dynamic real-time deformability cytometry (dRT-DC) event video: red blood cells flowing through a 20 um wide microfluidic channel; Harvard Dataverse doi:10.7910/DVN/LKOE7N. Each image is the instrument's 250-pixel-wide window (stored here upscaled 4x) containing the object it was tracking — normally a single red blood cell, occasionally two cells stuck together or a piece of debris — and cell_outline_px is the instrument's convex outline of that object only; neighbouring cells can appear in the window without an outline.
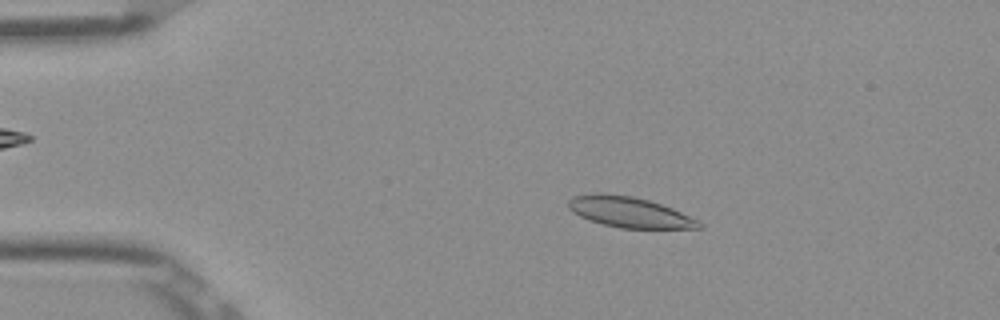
{"species": "Egyptian fruit bat (a non-hibernating species)", "species_latin": "Rousettus aegyptiacus", "temperature_condition": "room temperature", "stored_images_in_passage": 11, "camera_frame_rate_fps": 3000, "um_per_image_px": 0.085, "frame": {"image": 1, "passage_image": 4, "time_ms": 1.0, "image_size_px": [1000, 320], "cell_outline_px": [[704, 228], [620, 228], [588, 220], [572, 212], [568, 208], [568, 200], [572, 196], [596, 192], [600, 192], [632, 196], [648, 200], [672, 208], [700, 220], [704, 224]], "centroid_in_image_um": [53.49, 18.02], "position_along_channel_um": 31.5, "area_um2": 23.47}}